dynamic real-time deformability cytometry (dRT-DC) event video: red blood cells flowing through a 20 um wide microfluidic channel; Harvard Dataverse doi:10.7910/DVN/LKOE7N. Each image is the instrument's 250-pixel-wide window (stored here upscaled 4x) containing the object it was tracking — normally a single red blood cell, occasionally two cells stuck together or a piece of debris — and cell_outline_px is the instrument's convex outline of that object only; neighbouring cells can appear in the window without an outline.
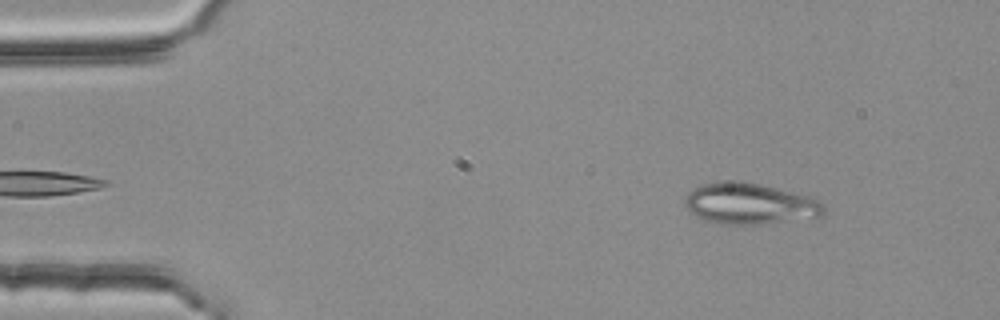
{"species": "common noctule bat (a hibernating species)", "species_latin": "Nyctalus noctula", "temperature_condition": "room temperature", "stored_images_in_passage": 3, "camera_frame_rate_fps": 3000, "um_per_image_px": 0.085, "animal": {"sex": "female", "body_mass_g": 25.1}, "frame": {"image": 1, "passage_image": 3, "time_ms": 0.667, "image_size_px": [1000, 320], "cell_outline_px": [[824, 216], [756, 224], [720, 224], [704, 220], [692, 212], [684, 204], [684, 200], [688, 192], [692, 188], [704, 184], [720, 180], [760, 184], [808, 196], [824, 204]], "centroid_in_image_um": [63.69, 17.31], "position_along_channel_um": 21.3, "area_um2": 32.83}}